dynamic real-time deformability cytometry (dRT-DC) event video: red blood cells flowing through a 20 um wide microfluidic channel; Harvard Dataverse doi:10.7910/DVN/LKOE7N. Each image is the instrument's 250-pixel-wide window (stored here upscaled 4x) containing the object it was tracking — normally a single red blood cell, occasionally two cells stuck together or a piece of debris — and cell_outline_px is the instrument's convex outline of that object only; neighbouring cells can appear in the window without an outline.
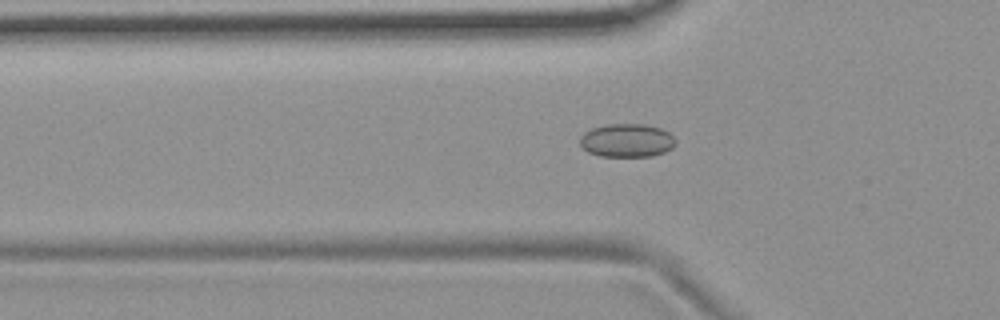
{"species": "common noctule bat (a hibernating species)", "species_latin": "Nyctalus noctula", "temperature_condition": "room temperature", "stored_images_in_passage": 54, "camera_frame_rate_fps": 3000, "um_per_image_px": 0.085, "animal": {"sex": "female", "body_mass_g": 19.9}, "frame": {"image": 1, "passage_image": 18, "time_ms": 5.667, "image_size_px": [1000, 320], "cell_outline_px": [[676, 144], [672, 148], [664, 152], [652, 156], [600, 156], [588, 152], [580, 144], [580, 136], [584, 132], [592, 128], [608, 124], [644, 124], [660, 128], [668, 132], [676, 140]], "centroid_in_image_um": [53.28, 11.93], "position_along_channel_um": 72.5, "area_um2": 18.61}}
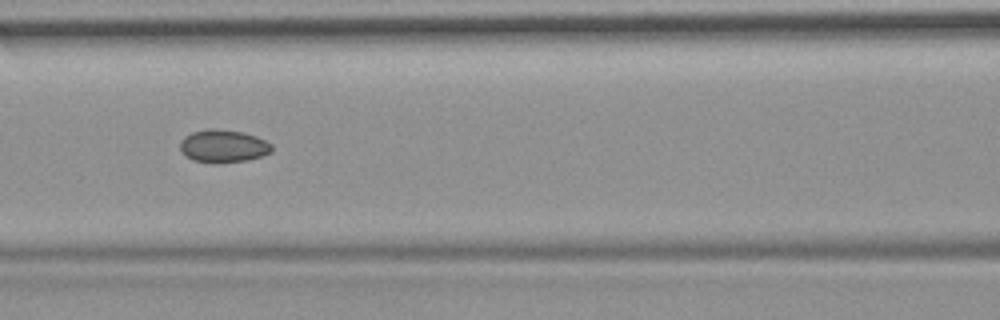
{"frame": {"image": 2, "passage_image": 24, "time_ms": 7.667, "image_size_px": [1000, 320], "cell_outline_px": [[272, 152], [248, 160], [220, 164], [212, 164], [192, 160], [184, 156], [180, 148], [180, 140], [184, 136], [192, 132], [208, 128], [212, 128], [240, 132], [256, 136], [272, 144]], "centroid_in_image_um": [18.94, 12.44], "position_along_channel_um": 147.7, "area_um2": 17.8}}
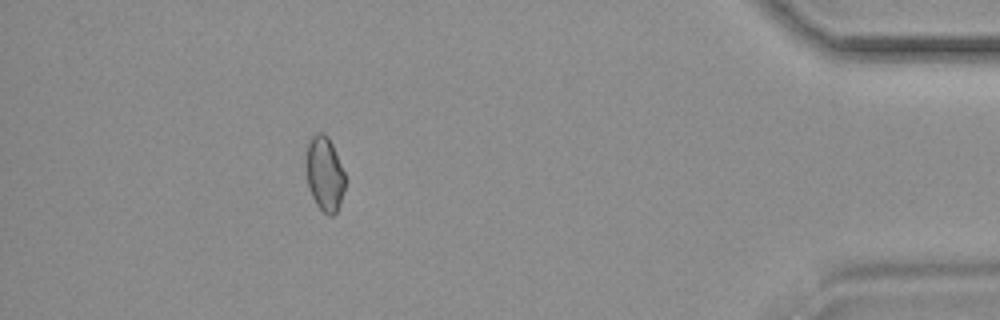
{"frame": {"image": 3, "passage_image": 49, "time_ms": 16.0, "image_size_px": [1000, 320], "cell_outline_px": [[344, 188], [340, 204], [336, 212], [332, 216], [328, 216], [316, 204], [308, 188], [304, 168], [304, 156], [308, 140], [316, 132], [324, 132], [328, 136], [332, 144], [344, 172]], "centroid_in_image_um": [27.53, 14.73], "position_along_channel_um": 407.7, "area_um2": 17.4}, "authors_computed_cell_mechanics": {"area_um2": 17.6001, "velocity_mm_per_s": 3.7289, "shape_relaxation_time_tau1_ms": null, "shape_relaxation_time_tau2_ms": 3.394, "deformation_change_tau1": null, "deformation_change_tau2": 0.0572}}